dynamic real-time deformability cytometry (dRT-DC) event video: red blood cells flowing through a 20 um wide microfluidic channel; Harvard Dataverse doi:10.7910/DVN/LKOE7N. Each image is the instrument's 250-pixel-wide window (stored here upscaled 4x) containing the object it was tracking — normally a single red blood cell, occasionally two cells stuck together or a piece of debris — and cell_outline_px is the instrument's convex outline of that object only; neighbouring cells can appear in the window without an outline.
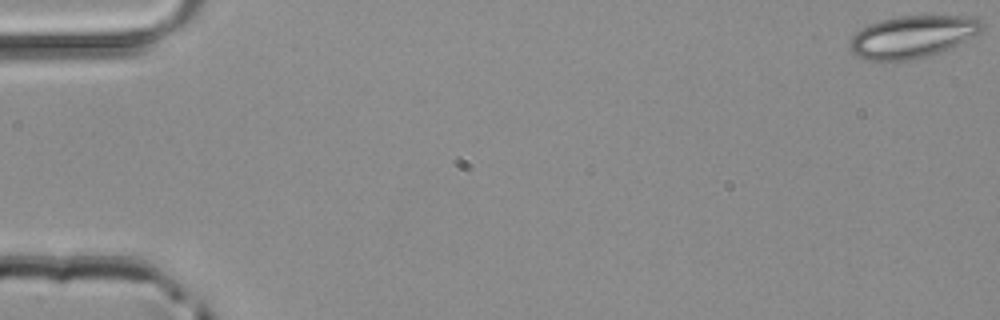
{"species": "common noctule bat (a hibernating species)", "species_latin": "Nyctalus noctula", "temperature_condition": "room temperature", "stored_images_in_passage": 49, "camera_frame_rate_fps": 3000, "um_per_image_px": 0.085, "animal": {"sex": "male", "body_mass_g": 20.4}, "frame": {"image": 1, "passage_image": 1, "time_ms": 0.0, "image_size_px": [1000, 320], "cell_outline_px": [[984, 28], [980, 32], [940, 52], [916, 60], [884, 64], [864, 60], [856, 56], [852, 52], [848, 40], [860, 28], [868, 24], [880, 20], [900, 16], [980, 16], [984, 20]], "centroid_in_image_um": [77.51, 3.15], "position_along_channel_um": 7.5, "area_um2": 33.52}}
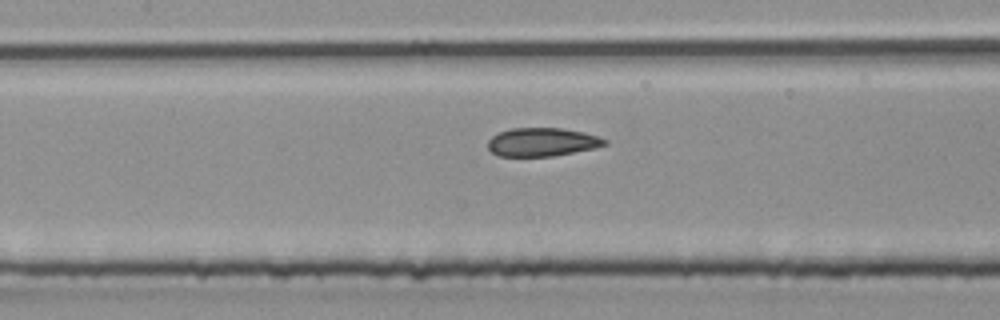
{"frame": {"image": 2, "passage_image": 23, "time_ms": 7.333, "image_size_px": [1000, 320], "cell_outline_px": [[608, 144], [596, 148], [552, 156], [500, 156], [492, 152], [488, 148], [488, 140], [492, 136], [500, 132], [512, 128], [560, 128], [584, 132], [608, 140]], "centroid_in_image_um": [46.1, 12.07], "position_along_channel_um": 161.3, "area_um2": 19.31}}
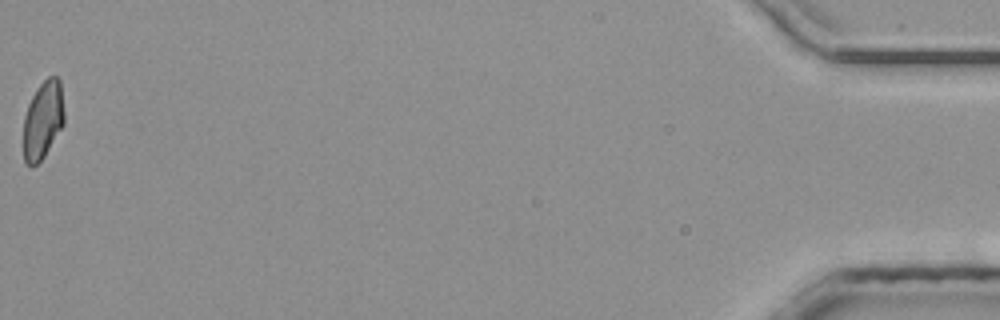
{"frame": {"image": 3, "passage_image": 49, "time_ms": 16.0, "image_size_px": [1000, 320], "cell_outline_px": [[64, 124], [44, 156], [32, 168], [24, 164], [24, 116], [28, 104], [36, 88], [48, 76], [56, 76], [60, 80], [64, 112]], "centroid_in_image_um": [3.64, 10.2], "position_along_channel_um": 431.6, "area_um2": 18.61}}